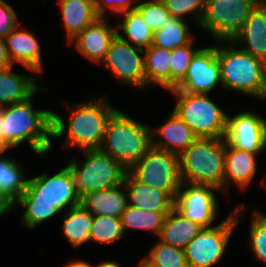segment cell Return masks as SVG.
Wrapping results in <instances>:
<instances>
[{
	"instance_id": "obj_1",
	"label": "cell",
	"mask_w": 266,
	"mask_h": 267,
	"mask_svg": "<svg viewBox=\"0 0 266 267\" xmlns=\"http://www.w3.org/2000/svg\"><path fill=\"white\" fill-rule=\"evenodd\" d=\"M42 86L28 99L0 107V138L12 149L27 142L36 155H47L52 149L53 111L34 109L32 100Z\"/></svg>"
},
{
	"instance_id": "obj_2",
	"label": "cell",
	"mask_w": 266,
	"mask_h": 267,
	"mask_svg": "<svg viewBox=\"0 0 266 267\" xmlns=\"http://www.w3.org/2000/svg\"><path fill=\"white\" fill-rule=\"evenodd\" d=\"M106 99L103 96L88 103L79 102L76 105H69L70 103L66 102L69 117L67 124L60 115L53 112V138H62L66 133L63 148L99 149L108 121L118 110Z\"/></svg>"
},
{
	"instance_id": "obj_3",
	"label": "cell",
	"mask_w": 266,
	"mask_h": 267,
	"mask_svg": "<svg viewBox=\"0 0 266 267\" xmlns=\"http://www.w3.org/2000/svg\"><path fill=\"white\" fill-rule=\"evenodd\" d=\"M222 87L266 100V63L238 48L232 41H218Z\"/></svg>"
},
{
	"instance_id": "obj_4",
	"label": "cell",
	"mask_w": 266,
	"mask_h": 267,
	"mask_svg": "<svg viewBox=\"0 0 266 267\" xmlns=\"http://www.w3.org/2000/svg\"><path fill=\"white\" fill-rule=\"evenodd\" d=\"M226 141L197 138L179 155L182 182L212 185L224 193Z\"/></svg>"
},
{
	"instance_id": "obj_5",
	"label": "cell",
	"mask_w": 266,
	"mask_h": 267,
	"mask_svg": "<svg viewBox=\"0 0 266 267\" xmlns=\"http://www.w3.org/2000/svg\"><path fill=\"white\" fill-rule=\"evenodd\" d=\"M151 147L150 126L138 122L118 109L108 121L99 149L128 170Z\"/></svg>"
},
{
	"instance_id": "obj_6",
	"label": "cell",
	"mask_w": 266,
	"mask_h": 267,
	"mask_svg": "<svg viewBox=\"0 0 266 267\" xmlns=\"http://www.w3.org/2000/svg\"><path fill=\"white\" fill-rule=\"evenodd\" d=\"M84 161L69 160L75 189L82 197L88 192L116 187L124 183L128 170L100 149L80 150Z\"/></svg>"
},
{
	"instance_id": "obj_7",
	"label": "cell",
	"mask_w": 266,
	"mask_h": 267,
	"mask_svg": "<svg viewBox=\"0 0 266 267\" xmlns=\"http://www.w3.org/2000/svg\"><path fill=\"white\" fill-rule=\"evenodd\" d=\"M171 93L177 98L173 111L198 138L225 137L228 114L209 97V94Z\"/></svg>"
},
{
	"instance_id": "obj_8",
	"label": "cell",
	"mask_w": 266,
	"mask_h": 267,
	"mask_svg": "<svg viewBox=\"0 0 266 267\" xmlns=\"http://www.w3.org/2000/svg\"><path fill=\"white\" fill-rule=\"evenodd\" d=\"M245 209V204L239 203L221 223L201 229L184 248L188 267H214L224 258L231 236Z\"/></svg>"
},
{
	"instance_id": "obj_9",
	"label": "cell",
	"mask_w": 266,
	"mask_h": 267,
	"mask_svg": "<svg viewBox=\"0 0 266 267\" xmlns=\"http://www.w3.org/2000/svg\"><path fill=\"white\" fill-rule=\"evenodd\" d=\"M262 0H205L199 28L217 41H231Z\"/></svg>"
},
{
	"instance_id": "obj_10",
	"label": "cell",
	"mask_w": 266,
	"mask_h": 267,
	"mask_svg": "<svg viewBox=\"0 0 266 267\" xmlns=\"http://www.w3.org/2000/svg\"><path fill=\"white\" fill-rule=\"evenodd\" d=\"M128 172L137 181L166 191L174 200L182 184L179 155L153 146Z\"/></svg>"
},
{
	"instance_id": "obj_11",
	"label": "cell",
	"mask_w": 266,
	"mask_h": 267,
	"mask_svg": "<svg viewBox=\"0 0 266 267\" xmlns=\"http://www.w3.org/2000/svg\"><path fill=\"white\" fill-rule=\"evenodd\" d=\"M59 169L51 176L45 172L28 178L27 189L17 202L50 203L61 212L81 205L70 169L67 165Z\"/></svg>"
},
{
	"instance_id": "obj_12",
	"label": "cell",
	"mask_w": 266,
	"mask_h": 267,
	"mask_svg": "<svg viewBox=\"0 0 266 267\" xmlns=\"http://www.w3.org/2000/svg\"><path fill=\"white\" fill-rule=\"evenodd\" d=\"M101 65L122 84L135 88L146 87L144 49L132 46L118 35L112 40Z\"/></svg>"
},
{
	"instance_id": "obj_13",
	"label": "cell",
	"mask_w": 266,
	"mask_h": 267,
	"mask_svg": "<svg viewBox=\"0 0 266 267\" xmlns=\"http://www.w3.org/2000/svg\"><path fill=\"white\" fill-rule=\"evenodd\" d=\"M215 191L220 190L212 185L182 182L174 208L202 228H211L217 219L219 208Z\"/></svg>"
},
{
	"instance_id": "obj_14",
	"label": "cell",
	"mask_w": 266,
	"mask_h": 267,
	"mask_svg": "<svg viewBox=\"0 0 266 267\" xmlns=\"http://www.w3.org/2000/svg\"><path fill=\"white\" fill-rule=\"evenodd\" d=\"M221 85L220 64L217 58V44L202 48L194 55L184 80L169 92L209 94Z\"/></svg>"
},
{
	"instance_id": "obj_15",
	"label": "cell",
	"mask_w": 266,
	"mask_h": 267,
	"mask_svg": "<svg viewBox=\"0 0 266 267\" xmlns=\"http://www.w3.org/2000/svg\"><path fill=\"white\" fill-rule=\"evenodd\" d=\"M245 111L228 114L224 139L232 147L261 155L266 149V118Z\"/></svg>"
},
{
	"instance_id": "obj_16",
	"label": "cell",
	"mask_w": 266,
	"mask_h": 267,
	"mask_svg": "<svg viewBox=\"0 0 266 267\" xmlns=\"http://www.w3.org/2000/svg\"><path fill=\"white\" fill-rule=\"evenodd\" d=\"M110 18L99 17L92 24L78 33L69 44H74L75 48L82 56L90 62L101 65L106 58L112 40L117 35L116 25H109Z\"/></svg>"
},
{
	"instance_id": "obj_17",
	"label": "cell",
	"mask_w": 266,
	"mask_h": 267,
	"mask_svg": "<svg viewBox=\"0 0 266 267\" xmlns=\"http://www.w3.org/2000/svg\"><path fill=\"white\" fill-rule=\"evenodd\" d=\"M38 38L29 30L18 25L5 38V45L14 66L21 64L26 70H34L37 74L43 72L41 45Z\"/></svg>"
},
{
	"instance_id": "obj_18",
	"label": "cell",
	"mask_w": 266,
	"mask_h": 267,
	"mask_svg": "<svg viewBox=\"0 0 266 267\" xmlns=\"http://www.w3.org/2000/svg\"><path fill=\"white\" fill-rule=\"evenodd\" d=\"M231 41L241 50L266 63V0L255 7Z\"/></svg>"
},
{
	"instance_id": "obj_19",
	"label": "cell",
	"mask_w": 266,
	"mask_h": 267,
	"mask_svg": "<svg viewBox=\"0 0 266 267\" xmlns=\"http://www.w3.org/2000/svg\"><path fill=\"white\" fill-rule=\"evenodd\" d=\"M258 154L240 150L226 143L224 194H227L234 184L241 191L248 189L255 177Z\"/></svg>"
},
{
	"instance_id": "obj_20",
	"label": "cell",
	"mask_w": 266,
	"mask_h": 267,
	"mask_svg": "<svg viewBox=\"0 0 266 267\" xmlns=\"http://www.w3.org/2000/svg\"><path fill=\"white\" fill-rule=\"evenodd\" d=\"M198 137L191 128L172 110L165 123L151 128L152 146L180 155Z\"/></svg>"
},
{
	"instance_id": "obj_21",
	"label": "cell",
	"mask_w": 266,
	"mask_h": 267,
	"mask_svg": "<svg viewBox=\"0 0 266 267\" xmlns=\"http://www.w3.org/2000/svg\"><path fill=\"white\" fill-rule=\"evenodd\" d=\"M12 68L13 66L0 68V107L24 101L41 87L38 81L42 80V74H37L34 70L20 74L13 72Z\"/></svg>"
},
{
	"instance_id": "obj_22",
	"label": "cell",
	"mask_w": 266,
	"mask_h": 267,
	"mask_svg": "<svg viewBox=\"0 0 266 267\" xmlns=\"http://www.w3.org/2000/svg\"><path fill=\"white\" fill-rule=\"evenodd\" d=\"M129 206L143 211L170 212L175 200L166 192L137 181L129 172L124 178Z\"/></svg>"
},
{
	"instance_id": "obj_23",
	"label": "cell",
	"mask_w": 266,
	"mask_h": 267,
	"mask_svg": "<svg viewBox=\"0 0 266 267\" xmlns=\"http://www.w3.org/2000/svg\"><path fill=\"white\" fill-rule=\"evenodd\" d=\"M81 205L94 216L121 218L128 206L125 185L88 192L81 197Z\"/></svg>"
},
{
	"instance_id": "obj_24",
	"label": "cell",
	"mask_w": 266,
	"mask_h": 267,
	"mask_svg": "<svg viewBox=\"0 0 266 267\" xmlns=\"http://www.w3.org/2000/svg\"><path fill=\"white\" fill-rule=\"evenodd\" d=\"M59 6L68 43L99 18L95 0H59Z\"/></svg>"
},
{
	"instance_id": "obj_25",
	"label": "cell",
	"mask_w": 266,
	"mask_h": 267,
	"mask_svg": "<svg viewBox=\"0 0 266 267\" xmlns=\"http://www.w3.org/2000/svg\"><path fill=\"white\" fill-rule=\"evenodd\" d=\"M202 227L173 208L165 217L157 238L163 243L184 249Z\"/></svg>"
},
{
	"instance_id": "obj_26",
	"label": "cell",
	"mask_w": 266,
	"mask_h": 267,
	"mask_svg": "<svg viewBox=\"0 0 266 267\" xmlns=\"http://www.w3.org/2000/svg\"><path fill=\"white\" fill-rule=\"evenodd\" d=\"M171 50L150 45L144 49L146 87L160 86L170 91Z\"/></svg>"
},
{
	"instance_id": "obj_27",
	"label": "cell",
	"mask_w": 266,
	"mask_h": 267,
	"mask_svg": "<svg viewBox=\"0 0 266 267\" xmlns=\"http://www.w3.org/2000/svg\"><path fill=\"white\" fill-rule=\"evenodd\" d=\"M119 16L116 28L117 35L121 39L141 49H146L152 44L153 31L145 23L137 9L123 12Z\"/></svg>"
},
{
	"instance_id": "obj_28",
	"label": "cell",
	"mask_w": 266,
	"mask_h": 267,
	"mask_svg": "<svg viewBox=\"0 0 266 267\" xmlns=\"http://www.w3.org/2000/svg\"><path fill=\"white\" fill-rule=\"evenodd\" d=\"M62 232L74 249L90 242V230L93 222V214L82 205L69 208L64 212Z\"/></svg>"
},
{
	"instance_id": "obj_29",
	"label": "cell",
	"mask_w": 266,
	"mask_h": 267,
	"mask_svg": "<svg viewBox=\"0 0 266 267\" xmlns=\"http://www.w3.org/2000/svg\"><path fill=\"white\" fill-rule=\"evenodd\" d=\"M14 158L0 157V191L14 205L27 189L28 178Z\"/></svg>"
},
{
	"instance_id": "obj_30",
	"label": "cell",
	"mask_w": 266,
	"mask_h": 267,
	"mask_svg": "<svg viewBox=\"0 0 266 267\" xmlns=\"http://www.w3.org/2000/svg\"><path fill=\"white\" fill-rule=\"evenodd\" d=\"M189 25L187 20L171 16L162 28L153 32L151 45L168 50L187 45L195 38Z\"/></svg>"
},
{
	"instance_id": "obj_31",
	"label": "cell",
	"mask_w": 266,
	"mask_h": 267,
	"mask_svg": "<svg viewBox=\"0 0 266 267\" xmlns=\"http://www.w3.org/2000/svg\"><path fill=\"white\" fill-rule=\"evenodd\" d=\"M168 213L143 211L128 205L120 218L124 234L127 230H143L158 237Z\"/></svg>"
},
{
	"instance_id": "obj_32",
	"label": "cell",
	"mask_w": 266,
	"mask_h": 267,
	"mask_svg": "<svg viewBox=\"0 0 266 267\" xmlns=\"http://www.w3.org/2000/svg\"><path fill=\"white\" fill-rule=\"evenodd\" d=\"M121 219L105 215L94 216L90 230V242L110 244L124 237Z\"/></svg>"
},
{
	"instance_id": "obj_33",
	"label": "cell",
	"mask_w": 266,
	"mask_h": 267,
	"mask_svg": "<svg viewBox=\"0 0 266 267\" xmlns=\"http://www.w3.org/2000/svg\"><path fill=\"white\" fill-rule=\"evenodd\" d=\"M144 256L155 267H188L184 249L166 243H154Z\"/></svg>"
},
{
	"instance_id": "obj_34",
	"label": "cell",
	"mask_w": 266,
	"mask_h": 267,
	"mask_svg": "<svg viewBox=\"0 0 266 267\" xmlns=\"http://www.w3.org/2000/svg\"><path fill=\"white\" fill-rule=\"evenodd\" d=\"M194 43L195 39L187 45L171 50L170 90L175 89L184 80L194 55L201 49L196 47Z\"/></svg>"
},
{
	"instance_id": "obj_35",
	"label": "cell",
	"mask_w": 266,
	"mask_h": 267,
	"mask_svg": "<svg viewBox=\"0 0 266 267\" xmlns=\"http://www.w3.org/2000/svg\"><path fill=\"white\" fill-rule=\"evenodd\" d=\"M249 247L254 257L266 265V214L255 209L249 225Z\"/></svg>"
},
{
	"instance_id": "obj_36",
	"label": "cell",
	"mask_w": 266,
	"mask_h": 267,
	"mask_svg": "<svg viewBox=\"0 0 266 267\" xmlns=\"http://www.w3.org/2000/svg\"><path fill=\"white\" fill-rule=\"evenodd\" d=\"M21 206L24 208L22 224L25 229L33 230L39 224L54 218L61 211L45 202H16L14 206Z\"/></svg>"
},
{
	"instance_id": "obj_37",
	"label": "cell",
	"mask_w": 266,
	"mask_h": 267,
	"mask_svg": "<svg viewBox=\"0 0 266 267\" xmlns=\"http://www.w3.org/2000/svg\"><path fill=\"white\" fill-rule=\"evenodd\" d=\"M153 31H158L171 17L163 0H142L136 8Z\"/></svg>"
},
{
	"instance_id": "obj_38",
	"label": "cell",
	"mask_w": 266,
	"mask_h": 267,
	"mask_svg": "<svg viewBox=\"0 0 266 267\" xmlns=\"http://www.w3.org/2000/svg\"><path fill=\"white\" fill-rule=\"evenodd\" d=\"M169 14L175 18H191L194 24L199 25L201 21L205 0H163Z\"/></svg>"
},
{
	"instance_id": "obj_39",
	"label": "cell",
	"mask_w": 266,
	"mask_h": 267,
	"mask_svg": "<svg viewBox=\"0 0 266 267\" xmlns=\"http://www.w3.org/2000/svg\"><path fill=\"white\" fill-rule=\"evenodd\" d=\"M138 2L135 0H95L96 5V15L102 18H111L114 13L120 15L123 12L134 10L137 8ZM134 4V5H133ZM106 11L112 12V15L109 13L106 14Z\"/></svg>"
},
{
	"instance_id": "obj_40",
	"label": "cell",
	"mask_w": 266,
	"mask_h": 267,
	"mask_svg": "<svg viewBox=\"0 0 266 267\" xmlns=\"http://www.w3.org/2000/svg\"><path fill=\"white\" fill-rule=\"evenodd\" d=\"M19 24L15 9L6 0H0V37L5 38Z\"/></svg>"
},
{
	"instance_id": "obj_41",
	"label": "cell",
	"mask_w": 266,
	"mask_h": 267,
	"mask_svg": "<svg viewBox=\"0 0 266 267\" xmlns=\"http://www.w3.org/2000/svg\"><path fill=\"white\" fill-rule=\"evenodd\" d=\"M13 66L11 63L4 38L0 37V68Z\"/></svg>"
},
{
	"instance_id": "obj_42",
	"label": "cell",
	"mask_w": 266,
	"mask_h": 267,
	"mask_svg": "<svg viewBox=\"0 0 266 267\" xmlns=\"http://www.w3.org/2000/svg\"><path fill=\"white\" fill-rule=\"evenodd\" d=\"M14 207L15 206L0 191V217L9 213Z\"/></svg>"
},
{
	"instance_id": "obj_43",
	"label": "cell",
	"mask_w": 266,
	"mask_h": 267,
	"mask_svg": "<svg viewBox=\"0 0 266 267\" xmlns=\"http://www.w3.org/2000/svg\"><path fill=\"white\" fill-rule=\"evenodd\" d=\"M64 267H95L92 266L89 262L87 263L85 260H74L67 263ZM97 267V265H96Z\"/></svg>"
},
{
	"instance_id": "obj_44",
	"label": "cell",
	"mask_w": 266,
	"mask_h": 267,
	"mask_svg": "<svg viewBox=\"0 0 266 267\" xmlns=\"http://www.w3.org/2000/svg\"><path fill=\"white\" fill-rule=\"evenodd\" d=\"M97 267H121V265L114 261H103L97 264Z\"/></svg>"
},
{
	"instance_id": "obj_45",
	"label": "cell",
	"mask_w": 266,
	"mask_h": 267,
	"mask_svg": "<svg viewBox=\"0 0 266 267\" xmlns=\"http://www.w3.org/2000/svg\"><path fill=\"white\" fill-rule=\"evenodd\" d=\"M136 267H155L152 265L148 260H146L144 257H142L141 260H139V263Z\"/></svg>"
},
{
	"instance_id": "obj_46",
	"label": "cell",
	"mask_w": 266,
	"mask_h": 267,
	"mask_svg": "<svg viewBox=\"0 0 266 267\" xmlns=\"http://www.w3.org/2000/svg\"><path fill=\"white\" fill-rule=\"evenodd\" d=\"M8 149L11 148L0 138V155L6 153L5 151H7Z\"/></svg>"
},
{
	"instance_id": "obj_47",
	"label": "cell",
	"mask_w": 266,
	"mask_h": 267,
	"mask_svg": "<svg viewBox=\"0 0 266 267\" xmlns=\"http://www.w3.org/2000/svg\"><path fill=\"white\" fill-rule=\"evenodd\" d=\"M266 177V176H265ZM265 177L262 179V185H264V188L266 187V181H265Z\"/></svg>"
}]
</instances>
